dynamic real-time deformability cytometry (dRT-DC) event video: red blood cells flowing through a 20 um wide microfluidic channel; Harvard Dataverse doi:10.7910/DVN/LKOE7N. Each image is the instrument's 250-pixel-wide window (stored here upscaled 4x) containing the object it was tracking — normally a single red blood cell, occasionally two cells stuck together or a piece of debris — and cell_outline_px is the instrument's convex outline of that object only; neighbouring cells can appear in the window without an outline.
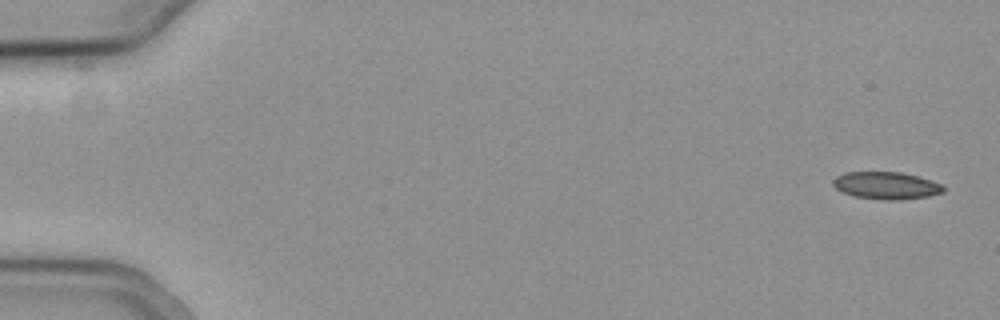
{"species": "common noctule bat (a hibernating species)", "species_latin": "Nyctalus noctula", "temperature_condition": "cold", "stored_images_in_passage": 14, "camera_frame_rate_fps": 3000, "um_per_image_px": 0.085, "animal": {"sex": "female", "body_mass_g": 19.3, "forearm_length_mm": 54.1}, "frame": {"image": 1, "passage_image": 1, "time_ms": 0.0, "image_size_px": [1000, 320], "cell_outline_px": [[944, 192], [928, 196], [900, 200], [884, 200], [852, 196], [840, 192], [832, 184], [832, 180], [836, 176], [844, 172], [900, 172], [932, 180], [944, 184]], "centroid_in_image_um": [75.31, 15.77], "position_along_channel_um": 9.7, "area_um2": 17.8}}